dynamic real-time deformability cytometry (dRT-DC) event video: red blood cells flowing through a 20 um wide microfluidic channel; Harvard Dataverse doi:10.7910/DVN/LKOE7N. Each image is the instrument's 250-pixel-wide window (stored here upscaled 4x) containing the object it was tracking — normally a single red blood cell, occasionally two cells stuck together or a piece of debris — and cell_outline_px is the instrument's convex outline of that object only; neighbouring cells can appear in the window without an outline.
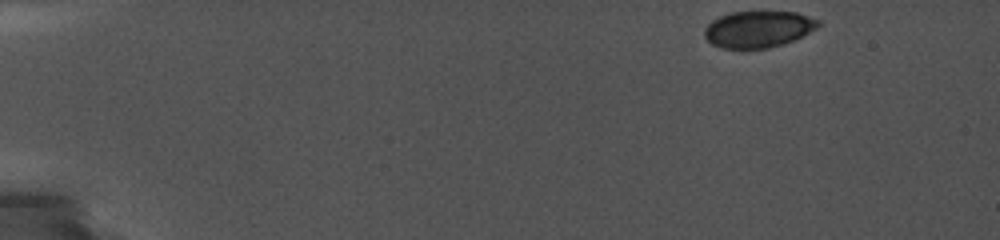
{"species": "common noctule bat (a hibernating species)", "species_latin": "Nyctalus noctula", "temperature_condition": "cold", "stored_images_in_passage": 6, "camera_frame_rate_fps": 5000, "um_per_image_px": 0.085, "animal": {"sex": "female", "body_mass_g": 19.0, "forearm_length_mm": 56.7}, "frame": {"image": 1, "passage_image": 1, "time_ms": 0.0, "image_size_px": [1000, 240], "cell_outline_px": [[820, 24], [816, 28], [792, 40], [768, 48], [724, 48], [712, 44], [704, 36], [704, 28], [712, 20], [720, 16], [732, 12], [796, 12], [820, 20]], "centroid_in_image_um": [64.42, 2.47], "position_along_channel_um": 20.6, "area_um2": 23.87}}
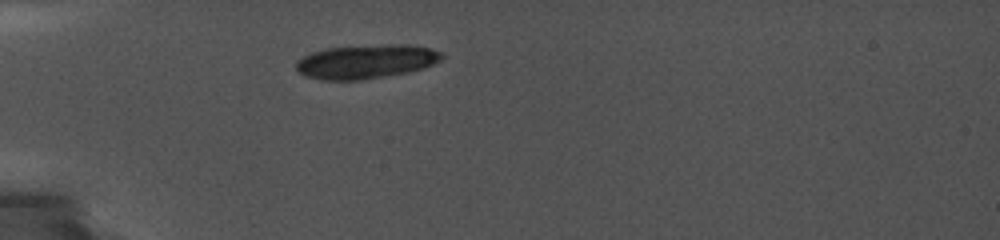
{"frame": {"image": 2, "passage_image": 6, "time_ms": 3.8, "image_size_px": [1000, 240], "cell_outline_px": [[444, 56], [440, 60], [424, 68], [408, 72], [360, 80], [324, 80], [304, 76], [296, 68], [296, 60], [312, 52], [324, 48], [388, 44], [408, 44], [428, 48], [440, 52]], "centroid_in_image_um": [31.09, 5.23], "position_along_channel_um": 53.9, "area_um2": 28.78}}